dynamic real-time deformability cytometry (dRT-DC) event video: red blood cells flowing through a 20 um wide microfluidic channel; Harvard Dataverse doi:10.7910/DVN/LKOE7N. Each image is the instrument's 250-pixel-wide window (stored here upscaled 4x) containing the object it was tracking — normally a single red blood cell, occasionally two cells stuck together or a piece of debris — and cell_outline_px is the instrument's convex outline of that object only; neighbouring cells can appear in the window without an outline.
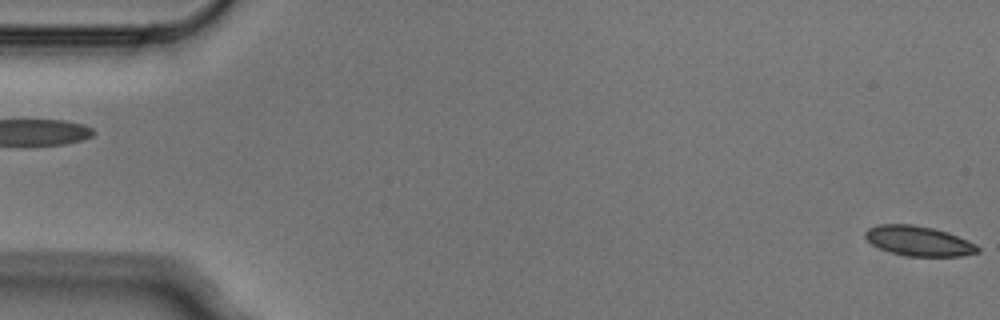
{"species": "Egyptian fruit bat (a non-hibernating species)", "species_latin": "Rousettus aegyptiacus", "temperature_condition": "cold", "stored_images_in_passage": 5, "segment_of_instrument_passage": [2, 2], "camera_frame_rate_fps": 3000, "um_per_image_px": 0.085, "animal": {"sex": "male"}, "frame": {"image": 1, "passage_image": 5, "time_ms": 1.333, "image_size_px": [1000, 320], "cell_outline_px": [[980, 252], [960, 256], [904, 256], [880, 248], [872, 244], [864, 236], [864, 232], [868, 228], [880, 224], [912, 224], [932, 228], [948, 232], [968, 240], [976, 244], [980, 248]], "centroid_in_image_um": [78.1, 20.48], "position_along_channel_um": 6.9, "area_um2": 19.59}}